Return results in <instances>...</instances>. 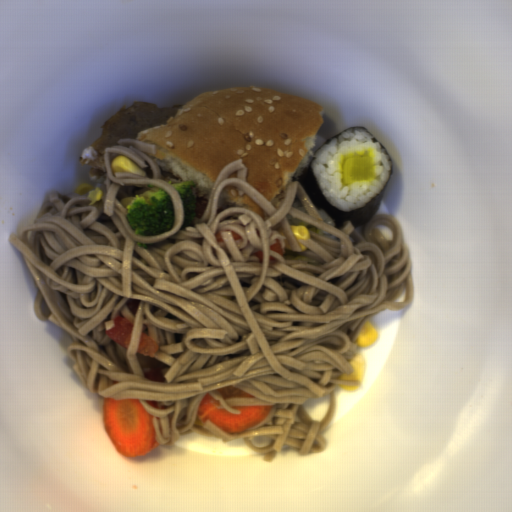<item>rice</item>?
<instances>
[{"label":"rice","mask_w":512,"mask_h":512,"mask_svg":"<svg viewBox=\"0 0 512 512\" xmlns=\"http://www.w3.org/2000/svg\"><path fill=\"white\" fill-rule=\"evenodd\" d=\"M371 156L374 174L365 183L343 184L346 158ZM325 198L343 211H351L371 202L385 187L391 163L378 141L365 129L353 128L325 143L310 165Z\"/></svg>","instance_id":"1"}]
</instances>
